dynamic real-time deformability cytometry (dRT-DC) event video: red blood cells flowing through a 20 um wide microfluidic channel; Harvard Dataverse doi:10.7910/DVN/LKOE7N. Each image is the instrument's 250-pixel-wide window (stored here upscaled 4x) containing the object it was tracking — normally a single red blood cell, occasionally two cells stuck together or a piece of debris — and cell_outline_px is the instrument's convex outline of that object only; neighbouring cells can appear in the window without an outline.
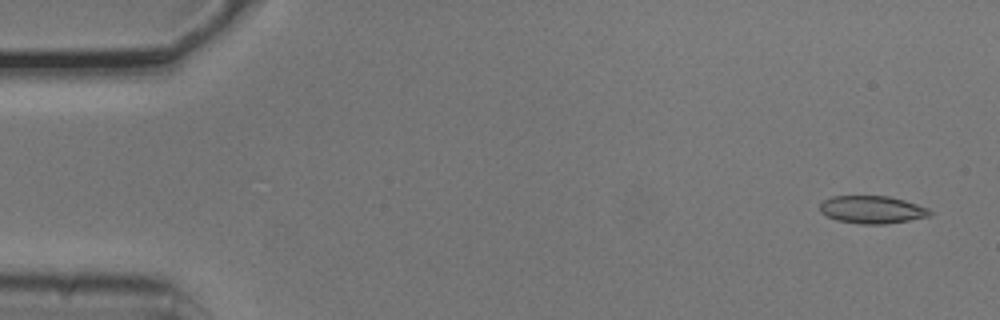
{"species": "common noctule bat (a hibernating species)", "species_latin": "Nyctalus noctula", "temperature_condition": "cold", "stored_images_in_passage": 3, "camera_frame_rate_fps": 3000, "um_per_image_px": 0.085, "animal": {"sex": "male", "body_mass_g": 20.5, "forearm_length_mm": 52.5}, "frame": {"image": 1, "passage_image": 1, "time_ms": 0.0, "image_size_px": [1000, 320], "cell_outline_px": [[932, 216], [884, 224], [860, 224], [836, 220], [820, 212], [820, 204], [824, 200], [832, 196], [888, 196], [904, 200], [928, 208], [932, 212]], "centroid_in_image_um": [74.13, 17.82], "position_along_channel_um": 10.9, "area_um2": 17.69}}